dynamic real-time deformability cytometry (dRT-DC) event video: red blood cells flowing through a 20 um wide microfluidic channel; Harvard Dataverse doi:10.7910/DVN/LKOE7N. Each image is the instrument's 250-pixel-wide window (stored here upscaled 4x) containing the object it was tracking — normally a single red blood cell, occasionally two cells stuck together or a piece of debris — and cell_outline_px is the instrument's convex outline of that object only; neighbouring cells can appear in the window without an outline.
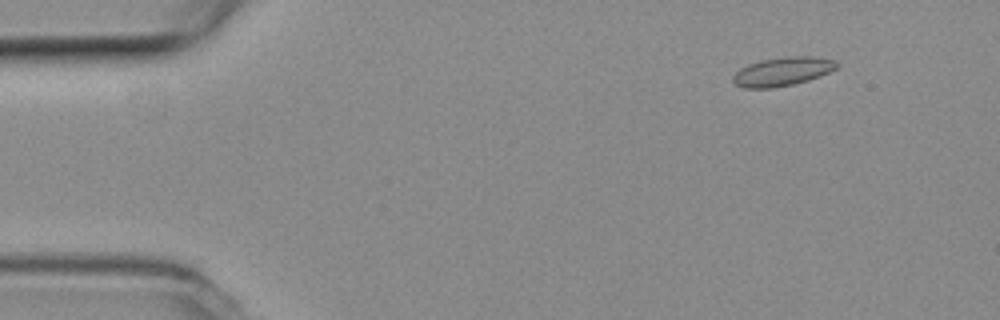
{"species": "common noctule bat (a hibernating species)", "species_latin": "Nyctalus noctula", "temperature_condition": "room temperature", "stored_images_in_passage": 48, "camera_frame_rate_fps": 3000, "um_per_image_px": 0.085, "animal": {"sex": "female", "body_mass_g": 19.3, "forearm_length_mm": 54.1}, "frame": {"image": 1, "passage_image": 1, "time_ms": 0.0, "image_size_px": [1000, 320], "cell_outline_px": [[840, 64], [836, 68], [820, 76], [808, 80], [792, 84], [772, 88], [744, 88], [736, 84], [732, 80], [732, 76], [740, 68], [748, 64], [760, 60], [792, 56], [812, 56], [836, 60]], "centroid_in_image_um": [66.51, 6.07], "position_along_channel_um": 18.5, "area_um2": 17.34}}
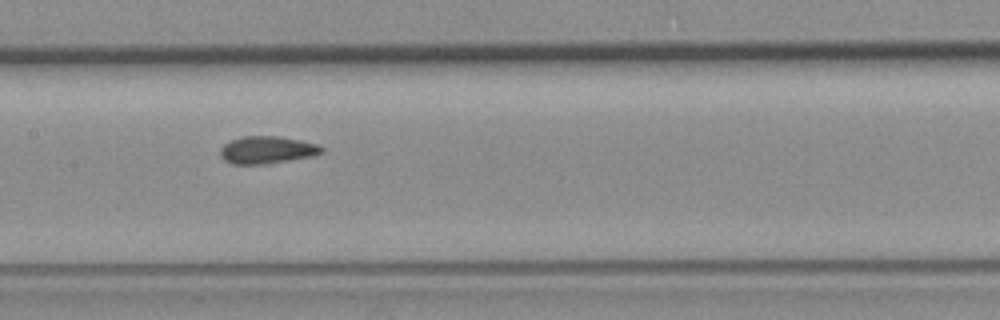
{"frame": {"image": 2, "passage_image": 21, "time_ms": 6.667, "image_size_px": [1000, 320], "cell_outline_px": [[324, 152], [312, 156], [268, 164], [232, 164], [224, 160], [220, 156], [220, 148], [224, 144], [232, 140], [244, 136], [280, 136], [300, 140], [316, 144], [324, 148]], "centroid_in_image_um": [22.69, 12.75], "position_along_channel_um": 184.7, "area_um2": 16.24}}
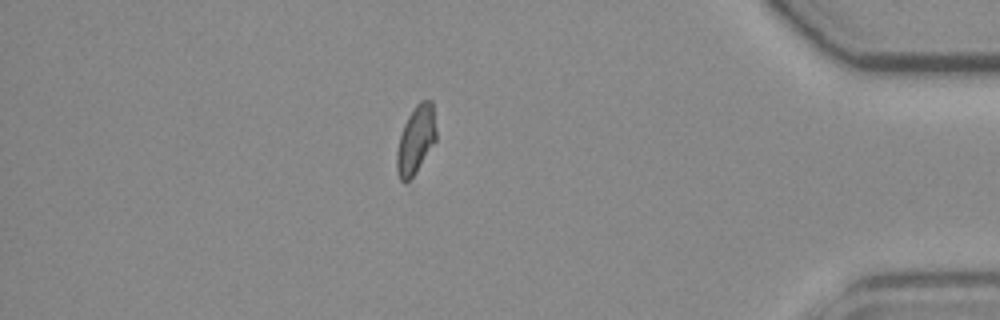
{"frame": {"image": 3, "passage_image": 41, "time_ms": 13.333, "image_size_px": [1000, 320], "cell_outline_px": [[436, 140], [416, 172], [404, 184], [400, 180], [396, 172], [396, 152], [400, 136], [404, 124], [408, 116], [416, 104], [420, 100], [432, 100], [436, 132]], "centroid_in_image_um": [35.33, 11.89], "position_along_channel_um": 399.9, "area_um2": 15.61}, "authors_computed_cell_mechanics": {"area_um2": 15.9817, "velocity_mm_per_s": 3.8727, "shape_relaxation_time_tau1_ms": 8.4039, "shape_relaxation_time_tau2_ms": 1.2028, "deformation_change_tau1": 0.1495, "deformation_change_tau2": 0.0459}}